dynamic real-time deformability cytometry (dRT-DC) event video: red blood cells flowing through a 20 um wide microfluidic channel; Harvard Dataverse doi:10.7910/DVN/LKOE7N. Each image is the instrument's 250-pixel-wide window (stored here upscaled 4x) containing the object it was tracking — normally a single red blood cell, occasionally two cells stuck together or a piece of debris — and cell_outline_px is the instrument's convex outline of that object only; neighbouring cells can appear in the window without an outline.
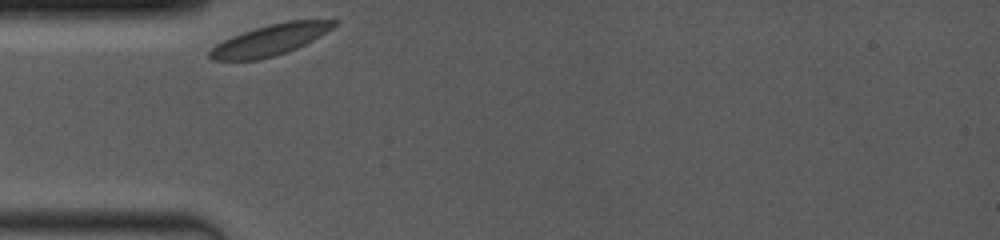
{"species": "common noctule bat (a hibernating species)", "species_latin": "Nyctalus noctula", "temperature_condition": "room temperature", "stored_images_in_passage": 16, "camera_frame_rate_fps": 4000, "um_per_image_px": 0.085, "animal": {"sex": "female", "body_mass_g": 19.0, "forearm_length_mm": 53.3}, "frame": {"image": 1, "passage_image": 1, "time_ms": 0.0, "image_size_px": [1000, 240], "cell_outline_px": [[340, 20], [332, 28], [312, 40], [288, 52], [260, 60], [212, 60], [208, 56], [208, 52], [216, 44], [232, 36], [268, 24], [288, 20]], "centroid_in_image_um": [22.94, 3.4], "position_along_channel_um": 62.1, "area_um2": 22.2}}
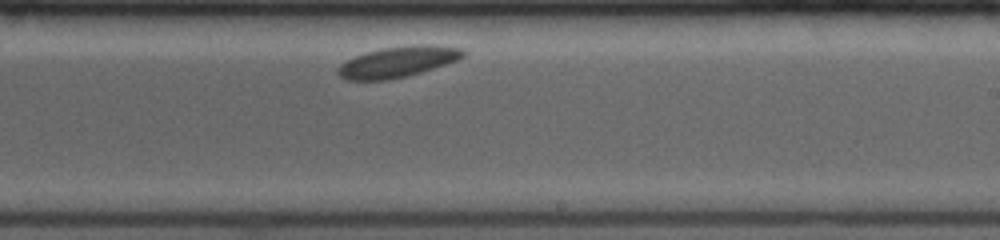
{"frame": {"image": 2, "passage_image": 10, "time_ms": 5.5, "image_size_px": [1000, 240], "cell_outline_px": [[464, 56], [456, 60], [408, 76], [384, 80], [348, 80], [340, 76], [336, 72], [336, 68], [340, 64], [356, 56], [380, 48], [416, 44], [432, 44], [464, 48]], "centroid_in_image_um": [33.81, 5.24], "position_along_channel_um": 255.2, "area_um2": 22.37}}
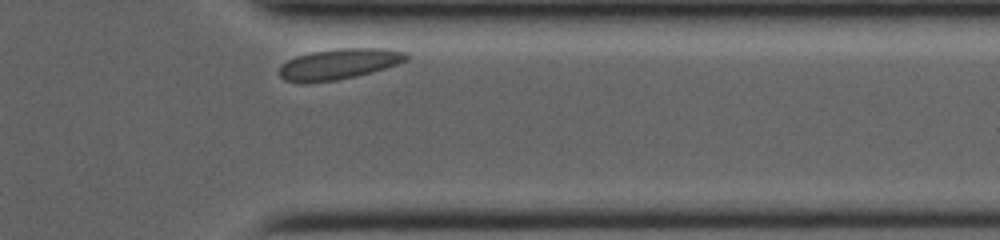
{"frame": {"image": 3, "passage_image": 16, "time_ms": 9.0, "image_size_px": [1000, 240], "cell_outline_px": [[408, 60], [384, 68], [356, 76], [336, 80], [284, 80], [280, 76], [280, 64], [296, 56], [312, 52], [340, 48], [388, 48], [404, 52], [408, 56]], "centroid_in_image_um": [28.86, 5.39], "position_along_channel_um": 382.5, "area_um2": 21.96}}